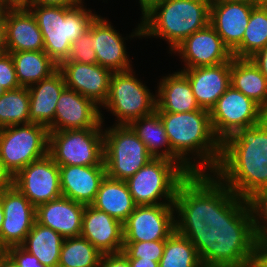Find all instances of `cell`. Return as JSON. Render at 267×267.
Wrapping results in <instances>:
<instances>
[{"label":"cell","mask_w":267,"mask_h":267,"mask_svg":"<svg viewBox=\"0 0 267 267\" xmlns=\"http://www.w3.org/2000/svg\"><path fill=\"white\" fill-rule=\"evenodd\" d=\"M212 174L202 184V204L228 219L255 194L267 190V117L221 143Z\"/></svg>","instance_id":"cell-1"},{"label":"cell","mask_w":267,"mask_h":267,"mask_svg":"<svg viewBox=\"0 0 267 267\" xmlns=\"http://www.w3.org/2000/svg\"><path fill=\"white\" fill-rule=\"evenodd\" d=\"M158 113L171 146V160L202 186L218 166L221 156V141L213 131L209 111ZM190 153L197 155L194 161ZM197 158L199 161H195Z\"/></svg>","instance_id":"cell-2"},{"label":"cell","mask_w":267,"mask_h":267,"mask_svg":"<svg viewBox=\"0 0 267 267\" xmlns=\"http://www.w3.org/2000/svg\"><path fill=\"white\" fill-rule=\"evenodd\" d=\"M229 239V219L201 204L166 240L159 267H201Z\"/></svg>","instance_id":"cell-3"},{"label":"cell","mask_w":267,"mask_h":267,"mask_svg":"<svg viewBox=\"0 0 267 267\" xmlns=\"http://www.w3.org/2000/svg\"><path fill=\"white\" fill-rule=\"evenodd\" d=\"M126 183L136 205L202 204V186L172 160L153 158Z\"/></svg>","instance_id":"cell-4"},{"label":"cell","mask_w":267,"mask_h":267,"mask_svg":"<svg viewBox=\"0 0 267 267\" xmlns=\"http://www.w3.org/2000/svg\"><path fill=\"white\" fill-rule=\"evenodd\" d=\"M210 4V0H161L142 16L129 37H161L170 44L171 53L184 39L209 25Z\"/></svg>","instance_id":"cell-5"},{"label":"cell","mask_w":267,"mask_h":267,"mask_svg":"<svg viewBox=\"0 0 267 267\" xmlns=\"http://www.w3.org/2000/svg\"><path fill=\"white\" fill-rule=\"evenodd\" d=\"M27 4L42 33L44 52L59 66L66 61L72 43L84 34L98 16L84 8Z\"/></svg>","instance_id":"cell-6"},{"label":"cell","mask_w":267,"mask_h":267,"mask_svg":"<svg viewBox=\"0 0 267 267\" xmlns=\"http://www.w3.org/2000/svg\"><path fill=\"white\" fill-rule=\"evenodd\" d=\"M200 205H137L123 223L124 242L166 240Z\"/></svg>","instance_id":"cell-7"},{"label":"cell","mask_w":267,"mask_h":267,"mask_svg":"<svg viewBox=\"0 0 267 267\" xmlns=\"http://www.w3.org/2000/svg\"><path fill=\"white\" fill-rule=\"evenodd\" d=\"M114 125L103 132L106 176L126 181L153 157L129 125Z\"/></svg>","instance_id":"cell-8"},{"label":"cell","mask_w":267,"mask_h":267,"mask_svg":"<svg viewBox=\"0 0 267 267\" xmlns=\"http://www.w3.org/2000/svg\"><path fill=\"white\" fill-rule=\"evenodd\" d=\"M102 128L49 131L48 154L58 166H105Z\"/></svg>","instance_id":"cell-9"},{"label":"cell","mask_w":267,"mask_h":267,"mask_svg":"<svg viewBox=\"0 0 267 267\" xmlns=\"http://www.w3.org/2000/svg\"><path fill=\"white\" fill-rule=\"evenodd\" d=\"M133 73V69L113 72L108 97L102 105L116 116L118 125H129L156 110V95Z\"/></svg>","instance_id":"cell-10"},{"label":"cell","mask_w":267,"mask_h":267,"mask_svg":"<svg viewBox=\"0 0 267 267\" xmlns=\"http://www.w3.org/2000/svg\"><path fill=\"white\" fill-rule=\"evenodd\" d=\"M49 130L29 123L0 128V157L15 176L21 169L48 154Z\"/></svg>","instance_id":"cell-11"},{"label":"cell","mask_w":267,"mask_h":267,"mask_svg":"<svg viewBox=\"0 0 267 267\" xmlns=\"http://www.w3.org/2000/svg\"><path fill=\"white\" fill-rule=\"evenodd\" d=\"M211 124L221 143L240 129L260 124L267 113L252 99L230 86L209 111Z\"/></svg>","instance_id":"cell-12"},{"label":"cell","mask_w":267,"mask_h":267,"mask_svg":"<svg viewBox=\"0 0 267 267\" xmlns=\"http://www.w3.org/2000/svg\"><path fill=\"white\" fill-rule=\"evenodd\" d=\"M14 186L35 206L62 196L59 166L52 157L35 160L14 176Z\"/></svg>","instance_id":"cell-13"},{"label":"cell","mask_w":267,"mask_h":267,"mask_svg":"<svg viewBox=\"0 0 267 267\" xmlns=\"http://www.w3.org/2000/svg\"><path fill=\"white\" fill-rule=\"evenodd\" d=\"M4 210L1 250L20 246L36 221V207L15 187L0 194Z\"/></svg>","instance_id":"cell-14"},{"label":"cell","mask_w":267,"mask_h":267,"mask_svg":"<svg viewBox=\"0 0 267 267\" xmlns=\"http://www.w3.org/2000/svg\"><path fill=\"white\" fill-rule=\"evenodd\" d=\"M99 108L93 100L66 87L57 101L54 121L48 130L102 128L104 120Z\"/></svg>","instance_id":"cell-15"},{"label":"cell","mask_w":267,"mask_h":267,"mask_svg":"<svg viewBox=\"0 0 267 267\" xmlns=\"http://www.w3.org/2000/svg\"><path fill=\"white\" fill-rule=\"evenodd\" d=\"M173 51L182 57L184 69L215 66L233 58L230 49L210 24L184 39Z\"/></svg>","instance_id":"cell-16"},{"label":"cell","mask_w":267,"mask_h":267,"mask_svg":"<svg viewBox=\"0 0 267 267\" xmlns=\"http://www.w3.org/2000/svg\"><path fill=\"white\" fill-rule=\"evenodd\" d=\"M58 70L62 73L67 88L93 100L99 106L107 100L113 74L109 69L97 63L62 62Z\"/></svg>","instance_id":"cell-17"},{"label":"cell","mask_w":267,"mask_h":267,"mask_svg":"<svg viewBox=\"0 0 267 267\" xmlns=\"http://www.w3.org/2000/svg\"><path fill=\"white\" fill-rule=\"evenodd\" d=\"M187 76L199 107L208 111L231 86V60L215 66L181 69Z\"/></svg>","instance_id":"cell-18"},{"label":"cell","mask_w":267,"mask_h":267,"mask_svg":"<svg viewBox=\"0 0 267 267\" xmlns=\"http://www.w3.org/2000/svg\"><path fill=\"white\" fill-rule=\"evenodd\" d=\"M255 6L245 2H211L209 24L231 52L242 42Z\"/></svg>","instance_id":"cell-19"},{"label":"cell","mask_w":267,"mask_h":267,"mask_svg":"<svg viewBox=\"0 0 267 267\" xmlns=\"http://www.w3.org/2000/svg\"><path fill=\"white\" fill-rule=\"evenodd\" d=\"M80 236L86 238L102 254L123 250V224L91 205L85 206Z\"/></svg>","instance_id":"cell-20"},{"label":"cell","mask_w":267,"mask_h":267,"mask_svg":"<svg viewBox=\"0 0 267 267\" xmlns=\"http://www.w3.org/2000/svg\"><path fill=\"white\" fill-rule=\"evenodd\" d=\"M85 206L60 196L36 207V222L51 228L63 238L77 237L81 234Z\"/></svg>","instance_id":"cell-21"},{"label":"cell","mask_w":267,"mask_h":267,"mask_svg":"<svg viewBox=\"0 0 267 267\" xmlns=\"http://www.w3.org/2000/svg\"><path fill=\"white\" fill-rule=\"evenodd\" d=\"M123 39L108 20L98 15L92 22V45L97 55V64L112 72L131 70Z\"/></svg>","instance_id":"cell-22"},{"label":"cell","mask_w":267,"mask_h":267,"mask_svg":"<svg viewBox=\"0 0 267 267\" xmlns=\"http://www.w3.org/2000/svg\"><path fill=\"white\" fill-rule=\"evenodd\" d=\"M7 52L44 51L42 33L25 6L8 7L5 12Z\"/></svg>","instance_id":"cell-23"},{"label":"cell","mask_w":267,"mask_h":267,"mask_svg":"<svg viewBox=\"0 0 267 267\" xmlns=\"http://www.w3.org/2000/svg\"><path fill=\"white\" fill-rule=\"evenodd\" d=\"M230 240H267V190L258 192L229 219Z\"/></svg>","instance_id":"cell-24"},{"label":"cell","mask_w":267,"mask_h":267,"mask_svg":"<svg viewBox=\"0 0 267 267\" xmlns=\"http://www.w3.org/2000/svg\"><path fill=\"white\" fill-rule=\"evenodd\" d=\"M62 196L91 205L106 176L105 166H59Z\"/></svg>","instance_id":"cell-25"},{"label":"cell","mask_w":267,"mask_h":267,"mask_svg":"<svg viewBox=\"0 0 267 267\" xmlns=\"http://www.w3.org/2000/svg\"><path fill=\"white\" fill-rule=\"evenodd\" d=\"M65 88V80L59 70L50 77L29 86L30 122L48 128L54 121L57 101Z\"/></svg>","instance_id":"cell-26"},{"label":"cell","mask_w":267,"mask_h":267,"mask_svg":"<svg viewBox=\"0 0 267 267\" xmlns=\"http://www.w3.org/2000/svg\"><path fill=\"white\" fill-rule=\"evenodd\" d=\"M157 112H191L200 110L187 76L178 71L161 79L156 90Z\"/></svg>","instance_id":"cell-27"},{"label":"cell","mask_w":267,"mask_h":267,"mask_svg":"<svg viewBox=\"0 0 267 267\" xmlns=\"http://www.w3.org/2000/svg\"><path fill=\"white\" fill-rule=\"evenodd\" d=\"M91 206L106 212L123 224L137 205L126 181L105 176Z\"/></svg>","instance_id":"cell-28"},{"label":"cell","mask_w":267,"mask_h":267,"mask_svg":"<svg viewBox=\"0 0 267 267\" xmlns=\"http://www.w3.org/2000/svg\"><path fill=\"white\" fill-rule=\"evenodd\" d=\"M231 86L267 113V80L251 59H231Z\"/></svg>","instance_id":"cell-29"},{"label":"cell","mask_w":267,"mask_h":267,"mask_svg":"<svg viewBox=\"0 0 267 267\" xmlns=\"http://www.w3.org/2000/svg\"><path fill=\"white\" fill-rule=\"evenodd\" d=\"M10 53L21 87H29L50 77L58 65L44 51H20Z\"/></svg>","instance_id":"cell-30"},{"label":"cell","mask_w":267,"mask_h":267,"mask_svg":"<svg viewBox=\"0 0 267 267\" xmlns=\"http://www.w3.org/2000/svg\"><path fill=\"white\" fill-rule=\"evenodd\" d=\"M63 240L59 233L35 221L20 246L46 267H58Z\"/></svg>","instance_id":"cell-31"},{"label":"cell","mask_w":267,"mask_h":267,"mask_svg":"<svg viewBox=\"0 0 267 267\" xmlns=\"http://www.w3.org/2000/svg\"><path fill=\"white\" fill-rule=\"evenodd\" d=\"M129 126L145 144L148 153L153 158L171 160V146L160 115L156 110L150 115L133 120ZM164 146L165 149L162 148Z\"/></svg>","instance_id":"cell-32"},{"label":"cell","mask_w":267,"mask_h":267,"mask_svg":"<svg viewBox=\"0 0 267 267\" xmlns=\"http://www.w3.org/2000/svg\"><path fill=\"white\" fill-rule=\"evenodd\" d=\"M267 45V3L256 5L249 17L242 42L232 51L234 58L250 59Z\"/></svg>","instance_id":"cell-33"},{"label":"cell","mask_w":267,"mask_h":267,"mask_svg":"<svg viewBox=\"0 0 267 267\" xmlns=\"http://www.w3.org/2000/svg\"><path fill=\"white\" fill-rule=\"evenodd\" d=\"M102 255L82 236L64 238L58 267H99Z\"/></svg>","instance_id":"cell-34"},{"label":"cell","mask_w":267,"mask_h":267,"mask_svg":"<svg viewBox=\"0 0 267 267\" xmlns=\"http://www.w3.org/2000/svg\"><path fill=\"white\" fill-rule=\"evenodd\" d=\"M29 103L28 87L8 90L0 96V128L31 123Z\"/></svg>","instance_id":"cell-35"},{"label":"cell","mask_w":267,"mask_h":267,"mask_svg":"<svg viewBox=\"0 0 267 267\" xmlns=\"http://www.w3.org/2000/svg\"><path fill=\"white\" fill-rule=\"evenodd\" d=\"M238 267H267V240H230Z\"/></svg>","instance_id":"cell-36"},{"label":"cell","mask_w":267,"mask_h":267,"mask_svg":"<svg viewBox=\"0 0 267 267\" xmlns=\"http://www.w3.org/2000/svg\"><path fill=\"white\" fill-rule=\"evenodd\" d=\"M165 240L124 242L122 252L128 259L143 258L159 262L163 256Z\"/></svg>","instance_id":"cell-37"},{"label":"cell","mask_w":267,"mask_h":267,"mask_svg":"<svg viewBox=\"0 0 267 267\" xmlns=\"http://www.w3.org/2000/svg\"><path fill=\"white\" fill-rule=\"evenodd\" d=\"M92 23L84 34L71 45L70 53L64 62H78L82 64H96L97 55L92 45Z\"/></svg>","instance_id":"cell-38"},{"label":"cell","mask_w":267,"mask_h":267,"mask_svg":"<svg viewBox=\"0 0 267 267\" xmlns=\"http://www.w3.org/2000/svg\"><path fill=\"white\" fill-rule=\"evenodd\" d=\"M201 267H238L236 254L228 239Z\"/></svg>","instance_id":"cell-39"},{"label":"cell","mask_w":267,"mask_h":267,"mask_svg":"<svg viewBox=\"0 0 267 267\" xmlns=\"http://www.w3.org/2000/svg\"><path fill=\"white\" fill-rule=\"evenodd\" d=\"M0 85L6 91L21 87L17 80L13 58L7 52L0 54Z\"/></svg>","instance_id":"cell-40"},{"label":"cell","mask_w":267,"mask_h":267,"mask_svg":"<svg viewBox=\"0 0 267 267\" xmlns=\"http://www.w3.org/2000/svg\"><path fill=\"white\" fill-rule=\"evenodd\" d=\"M5 253L18 267H46L21 246L9 247Z\"/></svg>","instance_id":"cell-41"},{"label":"cell","mask_w":267,"mask_h":267,"mask_svg":"<svg viewBox=\"0 0 267 267\" xmlns=\"http://www.w3.org/2000/svg\"><path fill=\"white\" fill-rule=\"evenodd\" d=\"M99 267H130L127 256L121 251L103 254Z\"/></svg>","instance_id":"cell-42"},{"label":"cell","mask_w":267,"mask_h":267,"mask_svg":"<svg viewBox=\"0 0 267 267\" xmlns=\"http://www.w3.org/2000/svg\"><path fill=\"white\" fill-rule=\"evenodd\" d=\"M14 186V176L5 167L3 160L0 157V194Z\"/></svg>","instance_id":"cell-43"},{"label":"cell","mask_w":267,"mask_h":267,"mask_svg":"<svg viewBox=\"0 0 267 267\" xmlns=\"http://www.w3.org/2000/svg\"><path fill=\"white\" fill-rule=\"evenodd\" d=\"M82 0H29L28 4H40L45 6H64L74 7L79 5Z\"/></svg>","instance_id":"cell-44"},{"label":"cell","mask_w":267,"mask_h":267,"mask_svg":"<svg viewBox=\"0 0 267 267\" xmlns=\"http://www.w3.org/2000/svg\"><path fill=\"white\" fill-rule=\"evenodd\" d=\"M267 80V45L250 58Z\"/></svg>","instance_id":"cell-45"},{"label":"cell","mask_w":267,"mask_h":267,"mask_svg":"<svg viewBox=\"0 0 267 267\" xmlns=\"http://www.w3.org/2000/svg\"><path fill=\"white\" fill-rule=\"evenodd\" d=\"M130 267H159V262L143 258L128 259Z\"/></svg>","instance_id":"cell-46"},{"label":"cell","mask_w":267,"mask_h":267,"mask_svg":"<svg viewBox=\"0 0 267 267\" xmlns=\"http://www.w3.org/2000/svg\"><path fill=\"white\" fill-rule=\"evenodd\" d=\"M5 14L0 18V54L6 53Z\"/></svg>","instance_id":"cell-47"},{"label":"cell","mask_w":267,"mask_h":267,"mask_svg":"<svg viewBox=\"0 0 267 267\" xmlns=\"http://www.w3.org/2000/svg\"><path fill=\"white\" fill-rule=\"evenodd\" d=\"M161 0H139L142 14H146L154 5L158 4Z\"/></svg>","instance_id":"cell-48"},{"label":"cell","mask_w":267,"mask_h":267,"mask_svg":"<svg viewBox=\"0 0 267 267\" xmlns=\"http://www.w3.org/2000/svg\"><path fill=\"white\" fill-rule=\"evenodd\" d=\"M0 267H18L5 253V250H0Z\"/></svg>","instance_id":"cell-49"},{"label":"cell","mask_w":267,"mask_h":267,"mask_svg":"<svg viewBox=\"0 0 267 267\" xmlns=\"http://www.w3.org/2000/svg\"><path fill=\"white\" fill-rule=\"evenodd\" d=\"M9 7L26 6L29 0H3Z\"/></svg>","instance_id":"cell-50"},{"label":"cell","mask_w":267,"mask_h":267,"mask_svg":"<svg viewBox=\"0 0 267 267\" xmlns=\"http://www.w3.org/2000/svg\"><path fill=\"white\" fill-rule=\"evenodd\" d=\"M210 2H245V3H251V4H262L263 2L261 0H210Z\"/></svg>","instance_id":"cell-51"},{"label":"cell","mask_w":267,"mask_h":267,"mask_svg":"<svg viewBox=\"0 0 267 267\" xmlns=\"http://www.w3.org/2000/svg\"><path fill=\"white\" fill-rule=\"evenodd\" d=\"M3 220H4V210L0 198V250H1V229L3 225Z\"/></svg>","instance_id":"cell-52"},{"label":"cell","mask_w":267,"mask_h":267,"mask_svg":"<svg viewBox=\"0 0 267 267\" xmlns=\"http://www.w3.org/2000/svg\"><path fill=\"white\" fill-rule=\"evenodd\" d=\"M8 7L9 6L3 0H0V18L5 14Z\"/></svg>","instance_id":"cell-53"},{"label":"cell","mask_w":267,"mask_h":267,"mask_svg":"<svg viewBox=\"0 0 267 267\" xmlns=\"http://www.w3.org/2000/svg\"><path fill=\"white\" fill-rule=\"evenodd\" d=\"M5 92L6 90L0 85V96H2Z\"/></svg>","instance_id":"cell-54"}]
</instances>
